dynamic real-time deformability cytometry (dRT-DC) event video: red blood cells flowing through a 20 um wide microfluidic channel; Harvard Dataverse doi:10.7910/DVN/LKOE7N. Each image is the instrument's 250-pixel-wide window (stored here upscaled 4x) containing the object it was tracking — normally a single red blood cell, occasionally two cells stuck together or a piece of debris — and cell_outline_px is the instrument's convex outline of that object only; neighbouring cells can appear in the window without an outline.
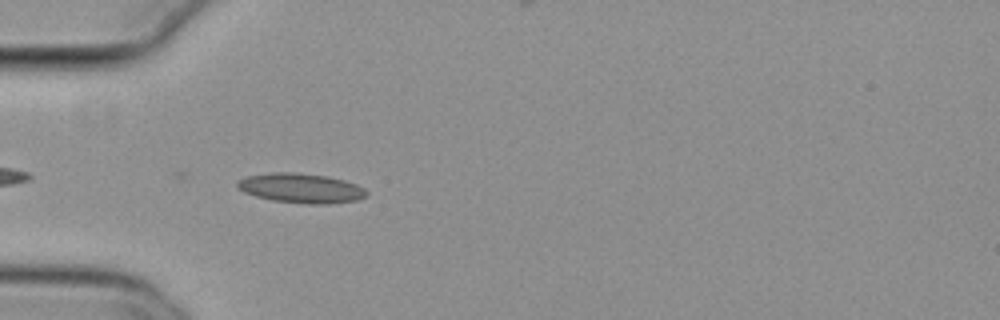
{"species": "common noctule bat (a hibernating species)", "species_latin": "Nyctalus noctula", "temperature_condition": "cold", "stored_images_in_passage": 40, "camera_frame_rate_fps": 3000, "um_per_image_px": 0.085, "animal": {"sex": "female", "body_mass_g": 29.2, "forearm_length_mm": 56.3}, "frame": {"image": 1, "passage_image": 3, "time_ms": 0.667, "image_size_px": [1000, 320], "cell_outline_px": [[368, 192], [364, 196], [356, 200], [328, 204], [308, 204], [272, 200], [256, 196], [244, 192], [236, 188], [236, 180], [244, 176], [268, 172], [296, 172], [328, 176], [344, 180], [356, 184], [364, 188]], "centroid_in_image_um": [25.52, 15.98], "position_along_channel_um": 59.5, "area_um2": 22.54}}
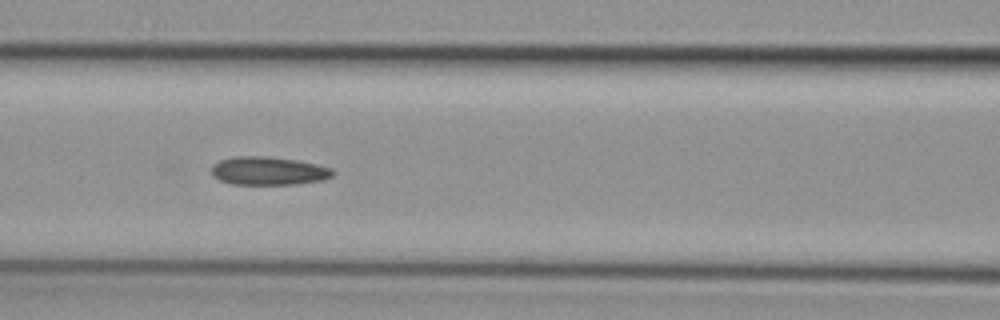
{"frame": {"image": 2, "passage_image": 10, "time_ms": 3.0, "image_size_px": [1000, 320], "cell_outline_px": [[336, 172], [332, 176], [324, 180], [296, 184], [232, 184], [220, 180], [212, 176], [212, 164], [220, 160], [236, 156], [268, 156], [296, 160], [316, 164], [332, 168]], "centroid_in_image_um": [22.83, 14.52], "position_along_channel_um": 143.8, "area_um2": 20.11}}
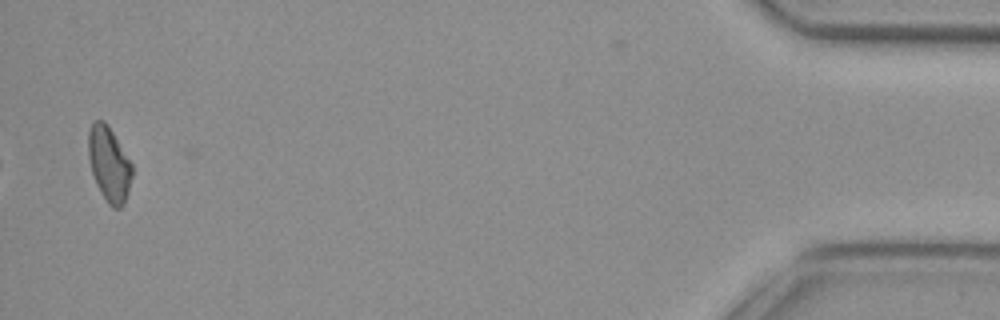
{"frame": {"image": 3, "passage_image": 39, "time_ms": 12.667, "image_size_px": [1000, 320], "cell_outline_px": [[132, 176], [128, 192], [124, 204], [120, 208], [112, 208], [108, 204], [100, 192], [96, 184], [92, 172], [88, 156], [88, 132], [92, 124], [96, 120], [104, 120], [108, 124], [132, 164]], "centroid_in_image_um": [9.27, 13.96], "position_along_channel_um": 425.9, "area_um2": 19.07}, "authors_computed_cell_mechanics": {"area_um2": 19.6231, "velocity_mm_per_s": 3.8268, "shape_relaxation_time_tau1_ms": null, "shape_relaxation_time_tau2_ms": 9.9086, "deformation_change_tau1": null, "deformation_change_tau2": 0.1806}}